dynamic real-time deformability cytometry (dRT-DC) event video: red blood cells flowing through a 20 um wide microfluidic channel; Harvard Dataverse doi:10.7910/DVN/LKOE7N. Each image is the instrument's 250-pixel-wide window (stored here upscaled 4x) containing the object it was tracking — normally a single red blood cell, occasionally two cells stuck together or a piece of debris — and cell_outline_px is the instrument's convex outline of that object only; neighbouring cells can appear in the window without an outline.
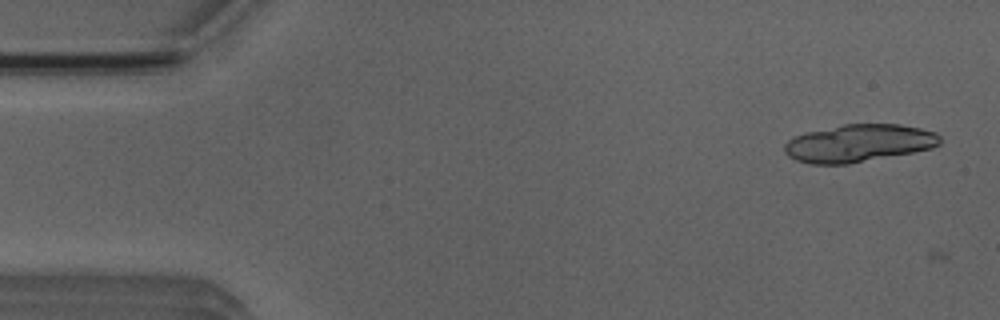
{"species": "Egyptian fruit bat (a non-hibernating species)", "species_latin": "Rousettus aegyptiacus", "temperature_condition": "room temperature", "stored_images_in_passage": 5, "camera_frame_rate_fps": 3000, "um_per_image_px": 0.085, "animal": {"sex": "male"}, "frame": {"image": 1, "passage_image": 1, "time_ms": 0.0, "image_size_px": [1000, 320], "cell_outline_px": [[940, 144], [932, 148], [912, 152], [848, 164], [812, 164], [796, 160], [788, 156], [784, 152], [784, 144], [792, 136], [808, 132], [844, 124], [900, 124], [920, 128], [936, 132], [940, 136]], "centroid_in_image_um": [72.98, 12.17], "position_along_channel_um": 12.0, "area_um2": 33.99}}